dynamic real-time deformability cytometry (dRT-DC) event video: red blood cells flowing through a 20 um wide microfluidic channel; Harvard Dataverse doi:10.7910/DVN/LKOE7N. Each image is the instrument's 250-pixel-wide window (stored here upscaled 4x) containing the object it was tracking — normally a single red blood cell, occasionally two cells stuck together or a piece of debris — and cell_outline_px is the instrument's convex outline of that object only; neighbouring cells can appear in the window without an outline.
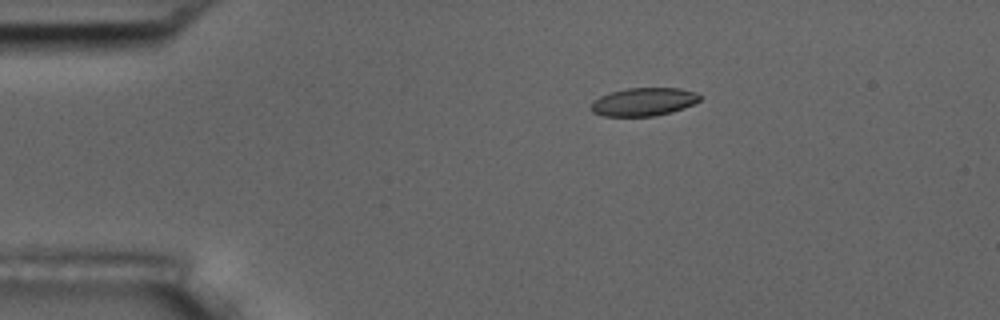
{"species": "common noctule bat (a hibernating species)", "species_latin": "Nyctalus noctula", "temperature_condition": "room temperature", "stored_images_in_passage": 6, "camera_frame_rate_fps": 3000, "um_per_image_px": 0.085, "animal": {"sex": "male", "body_mass_g": 17.5, "forearm_length_mm": 52.3}, "frame": {"image": 1, "passage_image": 6, "time_ms": 6.667, "image_size_px": [1000, 320], "cell_outline_px": [[700, 100], [684, 108], [672, 112], [656, 116], [604, 116], [592, 112], [592, 100], [608, 92], [628, 88], [680, 88], [696, 92], [700, 96]], "centroid_in_image_um": [54.7, 8.65], "position_along_channel_um": 30.3, "area_um2": 17.92}}